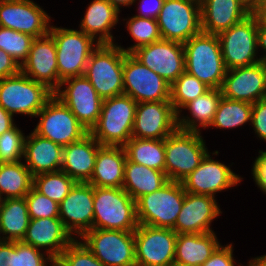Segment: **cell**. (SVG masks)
<instances>
[{"mask_svg": "<svg viewBox=\"0 0 266 266\" xmlns=\"http://www.w3.org/2000/svg\"><path fill=\"white\" fill-rule=\"evenodd\" d=\"M216 198L186 192L173 230L177 234L214 232L211 223L222 212Z\"/></svg>", "mask_w": 266, "mask_h": 266, "instance_id": "obj_23", "label": "cell"}, {"mask_svg": "<svg viewBox=\"0 0 266 266\" xmlns=\"http://www.w3.org/2000/svg\"><path fill=\"white\" fill-rule=\"evenodd\" d=\"M28 207L23 198H6L0 206V235L2 241H22L30 222Z\"/></svg>", "mask_w": 266, "mask_h": 266, "instance_id": "obj_32", "label": "cell"}, {"mask_svg": "<svg viewBox=\"0 0 266 266\" xmlns=\"http://www.w3.org/2000/svg\"><path fill=\"white\" fill-rule=\"evenodd\" d=\"M254 14L259 19L266 21V0L260 5V7L254 12Z\"/></svg>", "mask_w": 266, "mask_h": 266, "instance_id": "obj_55", "label": "cell"}, {"mask_svg": "<svg viewBox=\"0 0 266 266\" xmlns=\"http://www.w3.org/2000/svg\"><path fill=\"white\" fill-rule=\"evenodd\" d=\"M59 258L67 266H105L77 238L67 246Z\"/></svg>", "mask_w": 266, "mask_h": 266, "instance_id": "obj_44", "label": "cell"}, {"mask_svg": "<svg viewBox=\"0 0 266 266\" xmlns=\"http://www.w3.org/2000/svg\"><path fill=\"white\" fill-rule=\"evenodd\" d=\"M85 12L79 30L98 44H116L111 31L119 21L120 12L108 0H93Z\"/></svg>", "mask_w": 266, "mask_h": 266, "instance_id": "obj_29", "label": "cell"}, {"mask_svg": "<svg viewBox=\"0 0 266 266\" xmlns=\"http://www.w3.org/2000/svg\"><path fill=\"white\" fill-rule=\"evenodd\" d=\"M125 54L118 44H99L91 53L84 76L102 99L123 94Z\"/></svg>", "mask_w": 266, "mask_h": 266, "instance_id": "obj_5", "label": "cell"}, {"mask_svg": "<svg viewBox=\"0 0 266 266\" xmlns=\"http://www.w3.org/2000/svg\"><path fill=\"white\" fill-rule=\"evenodd\" d=\"M252 104L221 97L209 127L232 129L251 122Z\"/></svg>", "mask_w": 266, "mask_h": 266, "instance_id": "obj_37", "label": "cell"}, {"mask_svg": "<svg viewBox=\"0 0 266 266\" xmlns=\"http://www.w3.org/2000/svg\"><path fill=\"white\" fill-rule=\"evenodd\" d=\"M34 39L29 34L0 27V49L9 54L20 67L27 60Z\"/></svg>", "mask_w": 266, "mask_h": 266, "instance_id": "obj_41", "label": "cell"}, {"mask_svg": "<svg viewBox=\"0 0 266 266\" xmlns=\"http://www.w3.org/2000/svg\"><path fill=\"white\" fill-rule=\"evenodd\" d=\"M123 94L137 103L170 101V84L131 53L124 56Z\"/></svg>", "mask_w": 266, "mask_h": 266, "instance_id": "obj_13", "label": "cell"}, {"mask_svg": "<svg viewBox=\"0 0 266 266\" xmlns=\"http://www.w3.org/2000/svg\"><path fill=\"white\" fill-rule=\"evenodd\" d=\"M165 175L169 181L182 182L209 153L201 132L177 128L164 139Z\"/></svg>", "mask_w": 266, "mask_h": 266, "instance_id": "obj_4", "label": "cell"}, {"mask_svg": "<svg viewBox=\"0 0 266 266\" xmlns=\"http://www.w3.org/2000/svg\"><path fill=\"white\" fill-rule=\"evenodd\" d=\"M79 240L105 266H136L134 231L91 229Z\"/></svg>", "mask_w": 266, "mask_h": 266, "instance_id": "obj_9", "label": "cell"}, {"mask_svg": "<svg viewBox=\"0 0 266 266\" xmlns=\"http://www.w3.org/2000/svg\"><path fill=\"white\" fill-rule=\"evenodd\" d=\"M249 266H266V254L255 257L249 261Z\"/></svg>", "mask_w": 266, "mask_h": 266, "instance_id": "obj_54", "label": "cell"}, {"mask_svg": "<svg viewBox=\"0 0 266 266\" xmlns=\"http://www.w3.org/2000/svg\"><path fill=\"white\" fill-rule=\"evenodd\" d=\"M126 152L122 146H101L97 151L91 179L93 187L122 188L126 164Z\"/></svg>", "mask_w": 266, "mask_h": 266, "instance_id": "obj_28", "label": "cell"}, {"mask_svg": "<svg viewBox=\"0 0 266 266\" xmlns=\"http://www.w3.org/2000/svg\"><path fill=\"white\" fill-rule=\"evenodd\" d=\"M63 147L32 131L24 141V164L32 176L61 169Z\"/></svg>", "mask_w": 266, "mask_h": 266, "instance_id": "obj_27", "label": "cell"}, {"mask_svg": "<svg viewBox=\"0 0 266 266\" xmlns=\"http://www.w3.org/2000/svg\"><path fill=\"white\" fill-rule=\"evenodd\" d=\"M25 137L16 124L0 135V163L19 162L23 159Z\"/></svg>", "mask_w": 266, "mask_h": 266, "instance_id": "obj_42", "label": "cell"}, {"mask_svg": "<svg viewBox=\"0 0 266 266\" xmlns=\"http://www.w3.org/2000/svg\"><path fill=\"white\" fill-rule=\"evenodd\" d=\"M245 6L254 13L265 0H242Z\"/></svg>", "mask_w": 266, "mask_h": 266, "instance_id": "obj_52", "label": "cell"}, {"mask_svg": "<svg viewBox=\"0 0 266 266\" xmlns=\"http://www.w3.org/2000/svg\"><path fill=\"white\" fill-rule=\"evenodd\" d=\"M123 147L129 161L165 172L164 140L132 137Z\"/></svg>", "mask_w": 266, "mask_h": 266, "instance_id": "obj_34", "label": "cell"}, {"mask_svg": "<svg viewBox=\"0 0 266 266\" xmlns=\"http://www.w3.org/2000/svg\"><path fill=\"white\" fill-rule=\"evenodd\" d=\"M75 239L59 217H46L31 219L22 241L39 250L44 249L45 253L52 258H59Z\"/></svg>", "mask_w": 266, "mask_h": 266, "instance_id": "obj_24", "label": "cell"}, {"mask_svg": "<svg viewBox=\"0 0 266 266\" xmlns=\"http://www.w3.org/2000/svg\"><path fill=\"white\" fill-rule=\"evenodd\" d=\"M101 146L88 133L82 139L63 147L60 170L78 183H87L93 174L97 151Z\"/></svg>", "mask_w": 266, "mask_h": 266, "instance_id": "obj_26", "label": "cell"}, {"mask_svg": "<svg viewBox=\"0 0 266 266\" xmlns=\"http://www.w3.org/2000/svg\"><path fill=\"white\" fill-rule=\"evenodd\" d=\"M250 124L260 140L266 141V98L252 104Z\"/></svg>", "mask_w": 266, "mask_h": 266, "instance_id": "obj_45", "label": "cell"}, {"mask_svg": "<svg viewBox=\"0 0 266 266\" xmlns=\"http://www.w3.org/2000/svg\"><path fill=\"white\" fill-rule=\"evenodd\" d=\"M14 125L13 116L0 106V135L10 130Z\"/></svg>", "mask_w": 266, "mask_h": 266, "instance_id": "obj_51", "label": "cell"}, {"mask_svg": "<svg viewBox=\"0 0 266 266\" xmlns=\"http://www.w3.org/2000/svg\"><path fill=\"white\" fill-rule=\"evenodd\" d=\"M170 85L185 71L183 43L160 40L137 48L131 53Z\"/></svg>", "mask_w": 266, "mask_h": 266, "instance_id": "obj_17", "label": "cell"}, {"mask_svg": "<svg viewBox=\"0 0 266 266\" xmlns=\"http://www.w3.org/2000/svg\"><path fill=\"white\" fill-rule=\"evenodd\" d=\"M119 12L122 6H131L134 0H108Z\"/></svg>", "mask_w": 266, "mask_h": 266, "instance_id": "obj_53", "label": "cell"}, {"mask_svg": "<svg viewBox=\"0 0 266 266\" xmlns=\"http://www.w3.org/2000/svg\"><path fill=\"white\" fill-rule=\"evenodd\" d=\"M30 219L59 217V204L38 192L34 187L25 195Z\"/></svg>", "mask_w": 266, "mask_h": 266, "instance_id": "obj_43", "label": "cell"}, {"mask_svg": "<svg viewBox=\"0 0 266 266\" xmlns=\"http://www.w3.org/2000/svg\"><path fill=\"white\" fill-rule=\"evenodd\" d=\"M54 95L71 110L77 120L90 132L99 119L103 103V99L98 95L91 82L84 75L68 78L61 82Z\"/></svg>", "mask_w": 266, "mask_h": 266, "instance_id": "obj_14", "label": "cell"}, {"mask_svg": "<svg viewBox=\"0 0 266 266\" xmlns=\"http://www.w3.org/2000/svg\"><path fill=\"white\" fill-rule=\"evenodd\" d=\"M50 19L49 14L33 0L0 2V27L39 38L49 33Z\"/></svg>", "mask_w": 266, "mask_h": 266, "instance_id": "obj_16", "label": "cell"}, {"mask_svg": "<svg viewBox=\"0 0 266 266\" xmlns=\"http://www.w3.org/2000/svg\"><path fill=\"white\" fill-rule=\"evenodd\" d=\"M49 34L55 41L60 84L68 78L83 76L91 53L99 46L97 41L81 30L53 25Z\"/></svg>", "mask_w": 266, "mask_h": 266, "instance_id": "obj_6", "label": "cell"}, {"mask_svg": "<svg viewBox=\"0 0 266 266\" xmlns=\"http://www.w3.org/2000/svg\"><path fill=\"white\" fill-rule=\"evenodd\" d=\"M221 97V89H209L203 95L185 104L177 113V127L182 130L195 132H200V127L209 128ZM182 109H187L191 116H182Z\"/></svg>", "mask_w": 266, "mask_h": 266, "instance_id": "obj_31", "label": "cell"}, {"mask_svg": "<svg viewBox=\"0 0 266 266\" xmlns=\"http://www.w3.org/2000/svg\"><path fill=\"white\" fill-rule=\"evenodd\" d=\"M210 88L198 78L184 71L176 81L170 85V102L176 113L198 96L203 95Z\"/></svg>", "mask_w": 266, "mask_h": 266, "instance_id": "obj_39", "label": "cell"}, {"mask_svg": "<svg viewBox=\"0 0 266 266\" xmlns=\"http://www.w3.org/2000/svg\"><path fill=\"white\" fill-rule=\"evenodd\" d=\"M136 1L137 0H134V3ZM164 1L165 0H139V14L135 16L157 20Z\"/></svg>", "mask_w": 266, "mask_h": 266, "instance_id": "obj_48", "label": "cell"}, {"mask_svg": "<svg viewBox=\"0 0 266 266\" xmlns=\"http://www.w3.org/2000/svg\"><path fill=\"white\" fill-rule=\"evenodd\" d=\"M169 266H190V265L181 264V263H178V262L174 261Z\"/></svg>", "mask_w": 266, "mask_h": 266, "instance_id": "obj_57", "label": "cell"}, {"mask_svg": "<svg viewBox=\"0 0 266 266\" xmlns=\"http://www.w3.org/2000/svg\"><path fill=\"white\" fill-rule=\"evenodd\" d=\"M263 50L265 54L259 56L261 60L266 63V21L257 17V49Z\"/></svg>", "mask_w": 266, "mask_h": 266, "instance_id": "obj_50", "label": "cell"}, {"mask_svg": "<svg viewBox=\"0 0 266 266\" xmlns=\"http://www.w3.org/2000/svg\"><path fill=\"white\" fill-rule=\"evenodd\" d=\"M177 128V113L170 101L137 103L132 137L164 140Z\"/></svg>", "mask_w": 266, "mask_h": 266, "instance_id": "obj_18", "label": "cell"}, {"mask_svg": "<svg viewBox=\"0 0 266 266\" xmlns=\"http://www.w3.org/2000/svg\"><path fill=\"white\" fill-rule=\"evenodd\" d=\"M215 234V232L177 234L174 261L190 266H201L221 244Z\"/></svg>", "mask_w": 266, "mask_h": 266, "instance_id": "obj_30", "label": "cell"}, {"mask_svg": "<svg viewBox=\"0 0 266 266\" xmlns=\"http://www.w3.org/2000/svg\"><path fill=\"white\" fill-rule=\"evenodd\" d=\"M185 193L181 182L168 181L159 190L143 195L136 201L138 223L173 229Z\"/></svg>", "mask_w": 266, "mask_h": 266, "instance_id": "obj_7", "label": "cell"}, {"mask_svg": "<svg viewBox=\"0 0 266 266\" xmlns=\"http://www.w3.org/2000/svg\"><path fill=\"white\" fill-rule=\"evenodd\" d=\"M50 266H67L60 258H52L50 260Z\"/></svg>", "mask_w": 266, "mask_h": 266, "instance_id": "obj_56", "label": "cell"}, {"mask_svg": "<svg viewBox=\"0 0 266 266\" xmlns=\"http://www.w3.org/2000/svg\"><path fill=\"white\" fill-rule=\"evenodd\" d=\"M137 102L130 96L103 99L101 114L89 132L102 146H124L131 138Z\"/></svg>", "mask_w": 266, "mask_h": 266, "instance_id": "obj_2", "label": "cell"}, {"mask_svg": "<svg viewBox=\"0 0 266 266\" xmlns=\"http://www.w3.org/2000/svg\"><path fill=\"white\" fill-rule=\"evenodd\" d=\"M2 200H3V199H2L1 196H0V206H1Z\"/></svg>", "mask_w": 266, "mask_h": 266, "instance_id": "obj_59", "label": "cell"}, {"mask_svg": "<svg viewBox=\"0 0 266 266\" xmlns=\"http://www.w3.org/2000/svg\"><path fill=\"white\" fill-rule=\"evenodd\" d=\"M185 71L210 89H221L226 67L218 35L203 31L183 43Z\"/></svg>", "mask_w": 266, "mask_h": 266, "instance_id": "obj_1", "label": "cell"}, {"mask_svg": "<svg viewBox=\"0 0 266 266\" xmlns=\"http://www.w3.org/2000/svg\"><path fill=\"white\" fill-rule=\"evenodd\" d=\"M20 71L36 82L46 85L53 92L59 89L56 46L49 33L33 40L28 58L21 65Z\"/></svg>", "mask_w": 266, "mask_h": 266, "instance_id": "obj_22", "label": "cell"}, {"mask_svg": "<svg viewBox=\"0 0 266 266\" xmlns=\"http://www.w3.org/2000/svg\"><path fill=\"white\" fill-rule=\"evenodd\" d=\"M20 72L18 63L5 51L0 49V80Z\"/></svg>", "mask_w": 266, "mask_h": 266, "instance_id": "obj_49", "label": "cell"}, {"mask_svg": "<svg viewBox=\"0 0 266 266\" xmlns=\"http://www.w3.org/2000/svg\"><path fill=\"white\" fill-rule=\"evenodd\" d=\"M221 91L225 98L250 104L266 98V63L228 69Z\"/></svg>", "mask_w": 266, "mask_h": 266, "instance_id": "obj_20", "label": "cell"}, {"mask_svg": "<svg viewBox=\"0 0 266 266\" xmlns=\"http://www.w3.org/2000/svg\"><path fill=\"white\" fill-rule=\"evenodd\" d=\"M32 187L33 176L23 162L0 163V196L2 199L23 198Z\"/></svg>", "mask_w": 266, "mask_h": 266, "instance_id": "obj_35", "label": "cell"}, {"mask_svg": "<svg viewBox=\"0 0 266 266\" xmlns=\"http://www.w3.org/2000/svg\"><path fill=\"white\" fill-rule=\"evenodd\" d=\"M196 1L197 3L201 4L204 0H193Z\"/></svg>", "mask_w": 266, "mask_h": 266, "instance_id": "obj_58", "label": "cell"}, {"mask_svg": "<svg viewBox=\"0 0 266 266\" xmlns=\"http://www.w3.org/2000/svg\"><path fill=\"white\" fill-rule=\"evenodd\" d=\"M226 69L251 66L261 62L257 49V16L248 15L218 34Z\"/></svg>", "mask_w": 266, "mask_h": 266, "instance_id": "obj_10", "label": "cell"}, {"mask_svg": "<svg viewBox=\"0 0 266 266\" xmlns=\"http://www.w3.org/2000/svg\"><path fill=\"white\" fill-rule=\"evenodd\" d=\"M41 252L23 241H0V266H48L52 257Z\"/></svg>", "mask_w": 266, "mask_h": 266, "instance_id": "obj_36", "label": "cell"}, {"mask_svg": "<svg viewBox=\"0 0 266 266\" xmlns=\"http://www.w3.org/2000/svg\"><path fill=\"white\" fill-rule=\"evenodd\" d=\"M251 13L242 0H204L201 3V29L218 35Z\"/></svg>", "mask_w": 266, "mask_h": 266, "instance_id": "obj_25", "label": "cell"}, {"mask_svg": "<svg viewBox=\"0 0 266 266\" xmlns=\"http://www.w3.org/2000/svg\"><path fill=\"white\" fill-rule=\"evenodd\" d=\"M59 218L74 238L93 229V186L77 182L59 204Z\"/></svg>", "mask_w": 266, "mask_h": 266, "instance_id": "obj_21", "label": "cell"}, {"mask_svg": "<svg viewBox=\"0 0 266 266\" xmlns=\"http://www.w3.org/2000/svg\"><path fill=\"white\" fill-rule=\"evenodd\" d=\"M93 229L135 231L136 201L123 188L93 187Z\"/></svg>", "mask_w": 266, "mask_h": 266, "instance_id": "obj_3", "label": "cell"}, {"mask_svg": "<svg viewBox=\"0 0 266 266\" xmlns=\"http://www.w3.org/2000/svg\"><path fill=\"white\" fill-rule=\"evenodd\" d=\"M242 179L230 166L212 159L208 153L200 165L181 183L188 193L215 198L216 193L237 186Z\"/></svg>", "mask_w": 266, "mask_h": 266, "instance_id": "obj_19", "label": "cell"}, {"mask_svg": "<svg viewBox=\"0 0 266 266\" xmlns=\"http://www.w3.org/2000/svg\"><path fill=\"white\" fill-rule=\"evenodd\" d=\"M77 182L62 170L43 173L33 177V187L57 204L70 193Z\"/></svg>", "mask_w": 266, "mask_h": 266, "instance_id": "obj_38", "label": "cell"}, {"mask_svg": "<svg viewBox=\"0 0 266 266\" xmlns=\"http://www.w3.org/2000/svg\"><path fill=\"white\" fill-rule=\"evenodd\" d=\"M129 35L136 41L134 45L126 48L121 47L126 53H132L139 47L162 40L158 22L155 19L143 18L138 16L130 17L126 22Z\"/></svg>", "mask_w": 266, "mask_h": 266, "instance_id": "obj_40", "label": "cell"}, {"mask_svg": "<svg viewBox=\"0 0 266 266\" xmlns=\"http://www.w3.org/2000/svg\"><path fill=\"white\" fill-rule=\"evenodd\" d=\"M39 123L34 132L65 147L86 136L89 131L77 120L71 110L55 95L35 116Z\"/></svg>", "mask_w": 266, "mask_h": 266, "instance_id": "obj_11", "label": "cell"}, {"mask_svg": "<svg viewBox=\"0 0 266 266\" xmlns=\"http://www.w3.org/2000/svg\"><path fill=\"white\" fill-rule=\"evenodd\" d=\"M233 245H219L212 253L211 257L201 266H235L236 262L233 257Z\"/></svg>", "mask_w": 266, "mask_h": 266, "instance_id": "obj_46", "label": "cell"}, {"mask_svg": "<svg viewBox=\"0 0 266 266\" xmlns=\"http://www.w3.org/2000/svg\"><path fill=\"white\" fill-rule=\"evenodd\" d=\"M258 155L253 163L251 174L255 184L266 194V151L259 150Z\"/></svg>", "mask_w": 266, "mask_h": 266, "instance_id": "obj_47", "label": "cell"}, {"mask_svg": "<svg viewBox=\"0 0 266 266\" xmlns=\"http://www.w3.org/2000/svg\"><path fill=\"white\" fill-rule=\"evenodd\" d=\"M169 180L165 172L126 159L123 189L137 201L143 195L159 190Z\"/></svg>", "mask_w": 266, "mask_h": 266, "instance_id": "obj_33", "label": "cell"}, {"mask_svg": "<svg viewBox=\"0 0 266 266\" xmlns=\"http://www.w3.org/2000/svg\"><path fill=\"white\" fill-rule=\"evenodd\" d=\"M53 95L46 85L21 71L0 80V106L13 117L14 114L36 116Z\"/></svg>", "mask_w": 266, "mask_h": 266, "instance_id": "obj_8", "label": "cell"}, {"mask_svg": "<svg viewBox=\"0 0 266 266\" xmlns=\"http://www.w3.org/2000/svg\"><path fill=\"white\" fill-rule=\"evenodd\" d=\"M177 233L139 224L134 231L136 266H169L174 262Z\"/></svg>", "mask_w": 266, "mask_h": 266, "instance_id": "obj_15", "label": "cell"}, {"mask_svg": "<svg viewBox=\"0 0 266 266\" xmlns=\"http://www.w3.org/2000/svg\"><path fill=\"white\" fill-rule=\"evenodd\" d=\"M157 22L163 40L185 43L202 31L201 4L193 0H165Z\"/></svg>", "mask_w": 266, "mask_h": 266, "instance_id": "obj_12", "label": "cell"}]
</instances>
